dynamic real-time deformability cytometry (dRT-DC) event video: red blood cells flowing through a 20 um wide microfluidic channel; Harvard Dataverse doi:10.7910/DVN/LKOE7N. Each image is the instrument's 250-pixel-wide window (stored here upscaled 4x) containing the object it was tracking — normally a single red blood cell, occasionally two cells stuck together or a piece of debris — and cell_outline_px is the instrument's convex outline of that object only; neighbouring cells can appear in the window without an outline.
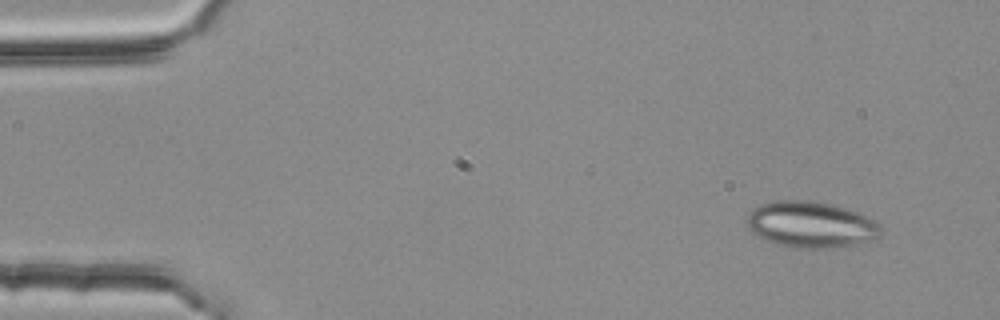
{"species": "common noctule bat (a hibernating species)", "species_latin": "Nyctalus noctula", "temperature_condition": "room temperature", "stored_images_in_passage": 3, "camera_frame_rate_fps": 3000, "um_per_image_px": 0.085, "animal": {"sex": "female", "body_mass_g": 25.1}, "frame": {"image": 1, "passage_image": 1, "time_ms": 0.0, "image_size_px": [1000, 320], "cell_outline_px": [[884, 232], [876, 240], [856, 244], [824, 248], [796, 248], [780, 244], [768, 240], [752, 232], [748, 228], [748, 212], [760, 204], [772, 200], [808, 200], [832, 204], [856, 212], [880, 224], [884, 228]], "centroid_in_image_um": [68.96, 19.08], "position_along_channel_um": 16.0, "area_um2": 36.01}}